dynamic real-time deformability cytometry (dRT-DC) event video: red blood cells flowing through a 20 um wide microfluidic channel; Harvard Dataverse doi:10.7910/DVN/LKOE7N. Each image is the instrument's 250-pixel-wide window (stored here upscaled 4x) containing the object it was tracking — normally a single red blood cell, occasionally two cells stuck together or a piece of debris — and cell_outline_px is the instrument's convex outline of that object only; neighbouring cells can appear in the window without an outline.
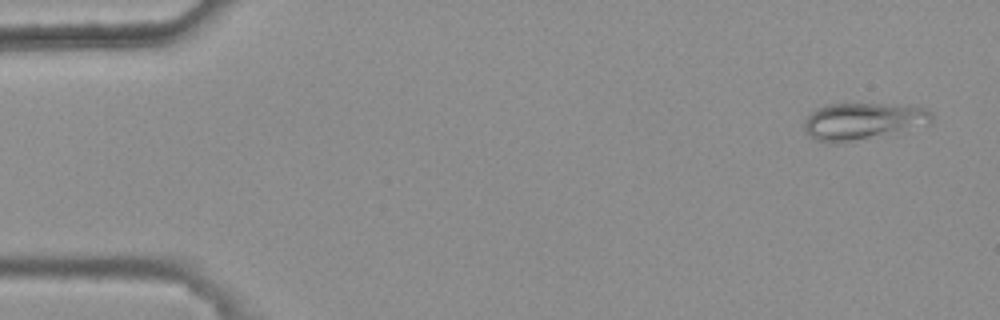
{"species": "common noctule bat (a hibernating species)", "species_latin": "Nyctalus noctula", "temperature_condition": "warm", "stored_images_in_passage": 4, "camera_frame_rate_fps": 3000, "um_per_image_px": 0.085, "animal": {"sex": "female", "body_mass_g": 25.1}, "frame": {"image": 1, "passage_image": 1, "time_ms": 0.0, "image_size_px": [1000, 320], "cell_outline_px": [[932, 120], [928, 124], [844, 144], [832, 144], [816, 140], [808, 136], [804, 128], [804, 120], [816, 108], [828, 104], [880, 104], [924, 108], [932, 112]], "centroid_in_image_um": [73.25, 10.33], "position_along_channel_um": 11.7, "area_um2": 27.34}}